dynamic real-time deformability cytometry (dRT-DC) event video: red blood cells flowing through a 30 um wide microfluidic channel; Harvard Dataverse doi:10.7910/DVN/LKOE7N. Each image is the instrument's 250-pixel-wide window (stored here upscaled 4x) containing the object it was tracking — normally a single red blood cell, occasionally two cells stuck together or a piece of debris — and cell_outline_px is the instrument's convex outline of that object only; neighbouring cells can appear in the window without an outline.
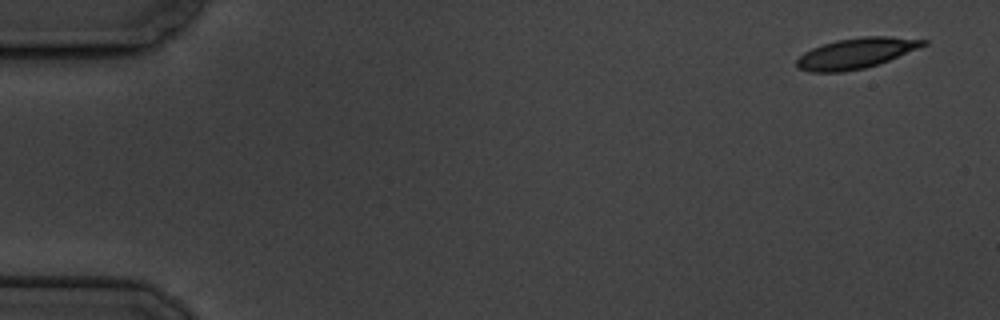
{"species": "common noctule bat (a hibernating species)", "species_latin": "Nyctalus noctula", "temperature_condition": "cold", "stored_images_in_passage": 6, "camera_frame_rate_fps": 3000, "um_per_image_px": 0.085, "animal": {"sex": "male", "body_mass_g": 19.5, "forearm_length_mm": 54.6}, "frame": {"image": 1, "passage_image": 1, "time_ms": 0.0, "image_size_px": [1000, 320], "cell_outline_px": [[928, 44], [880, 64], [864, 68], [840, 72], [808, 72], [796, 68], [796, 60], [804, 52], [812, 48], [836, 40], [864, 36], [888, 36], [928, 40]], "centroid_in_image_um": [72.75, 4.53], "position_along_channel_um": 12.2, "area_um2": 22.54}}
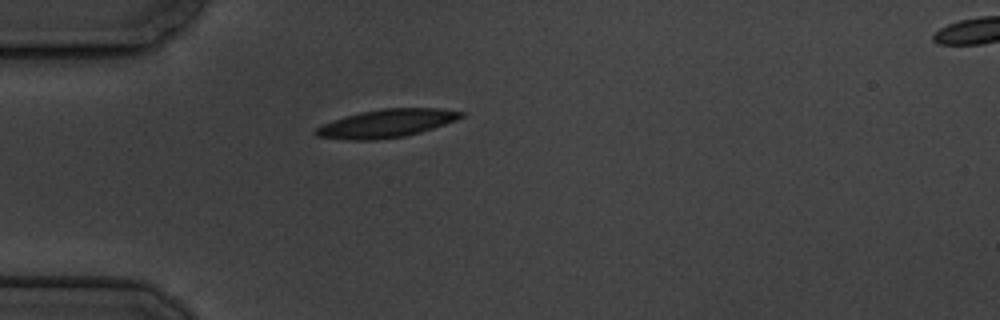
{"frame": {"image": 2, "passage_image": 5, "time_ms": 4.667, "image_size_px": [1000, 320], "cell_outline_px": [[468, 116], [420, 132], [404, 136], [376, 140], [344, 140], [316, 136], [312, 132], [316, 128], [324, 124], [344, 116], [360, 112], [384, 108], [440, 108], [468, 112]], "centroid_in_image_um": [32.89, 10.48], "position_along_channel_um": 52.1, "area_um2": 23.99}}